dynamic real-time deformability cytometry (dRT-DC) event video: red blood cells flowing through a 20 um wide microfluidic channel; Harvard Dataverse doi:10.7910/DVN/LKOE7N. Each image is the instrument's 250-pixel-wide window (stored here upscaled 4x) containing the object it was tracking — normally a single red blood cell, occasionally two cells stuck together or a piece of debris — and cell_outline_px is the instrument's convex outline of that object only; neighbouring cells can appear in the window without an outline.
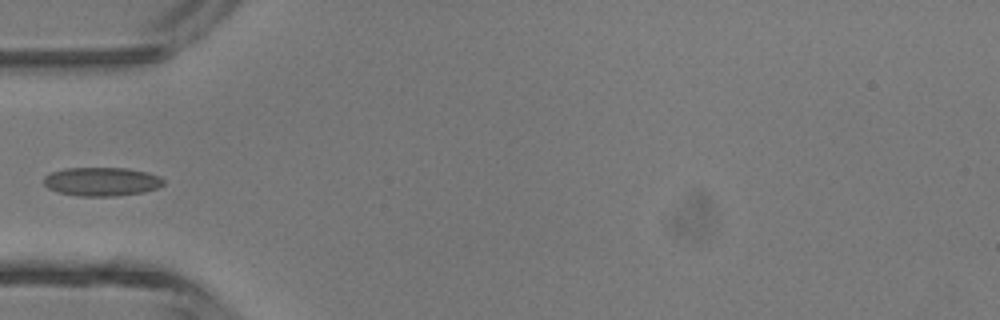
{"species": "common noctule bat (a hibernating species)", "species_latin": "Nyctalus noctula", "temperature_condition": "room temperature", "stored_images_in_passage": 5, "camera_frame_rate_fps": 3000, "um_per_image_px": 0.085, "animal": {"sex": "male", "body_mass_g": 13.3}, "frame": {"image": 1, "passage_image": 5, "time_ms": 4.667, "image_size_px": [1000, 320], "cell_outline_px": [[164, 184], [156, 188], [144, 192], [116, 196], [76, 196], [60, 192], [48, 188], [44, 184], [44, 176], [52, 172], [64, 168], [128, 168], [148, 172], [160, 176], [164, 180]], "centroid_in_image_um": [8.66, 15.43], "position_along_channel_um": 76.3, "area_um2": 20.11}}